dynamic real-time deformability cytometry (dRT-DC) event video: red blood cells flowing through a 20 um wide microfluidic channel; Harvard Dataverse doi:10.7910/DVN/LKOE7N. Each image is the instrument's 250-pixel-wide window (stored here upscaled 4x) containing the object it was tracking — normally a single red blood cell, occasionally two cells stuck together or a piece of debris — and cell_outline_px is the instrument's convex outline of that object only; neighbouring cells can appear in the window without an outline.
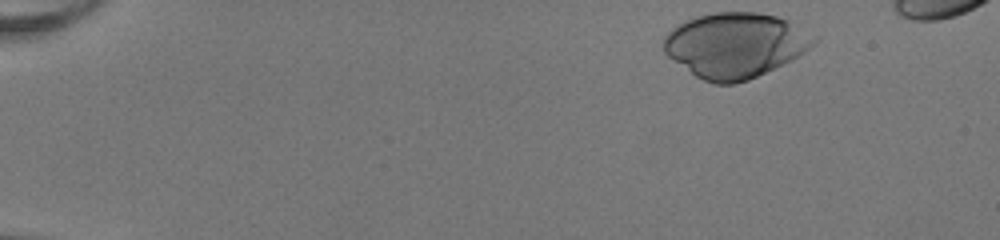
{"species": "human", "species_latin": "Homo sapiens", "temperature_condition": "room temperature", "stored_images_in_passage": 43, "camera_frame_rate_fps": 3000, "um_per_image_px": 0.085, "donor": {"sex": "female"}, "frame": {"image": 1, "passage_image": 1, "time_ms": 0.0, "image_size_px": [1000, 240], "cell_outline_px": [[816, 40], [804, 52], [748, 80], [732, 84], [716, 84], [704, 80], [696, 76], [672, 60], [664, 52], [660, 44], [664, 36], [672, 28], [696, 16], [716, 12], [756, 12], [776, 16], [816, 36]], "centroid_in_image_um": [62.4, 3.84], "position_along_channel_um": 22.6, "area_um2": 56.07}}
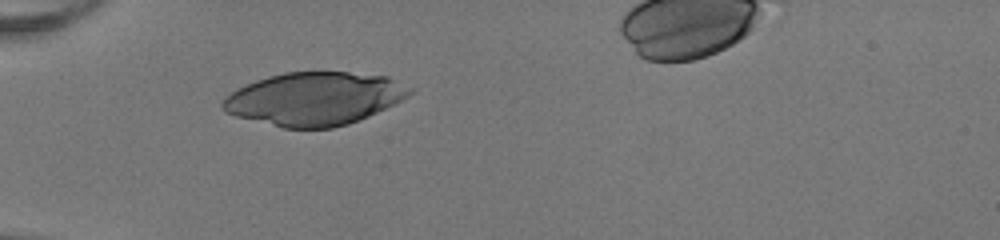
{"frame": {"image": 2, "passage_image": 12, "time_ms": 3.667, "image_size_px": [1000, 240], "cell_outline_px": [[412, 92], [408, 96], [368, 116], [348, 124], [332, 128], [284, 128], [236, 116], [224, 112], [220, 108], [220, 104], [232, 92], [256, 80], [268, 76], [284, 72], [348, 72], [388, 76], [412, 88]], "centroid_in_image_um": [26.71, 8.39], "position_along_channel_um": 58.3, "area_um2": 57.4}}